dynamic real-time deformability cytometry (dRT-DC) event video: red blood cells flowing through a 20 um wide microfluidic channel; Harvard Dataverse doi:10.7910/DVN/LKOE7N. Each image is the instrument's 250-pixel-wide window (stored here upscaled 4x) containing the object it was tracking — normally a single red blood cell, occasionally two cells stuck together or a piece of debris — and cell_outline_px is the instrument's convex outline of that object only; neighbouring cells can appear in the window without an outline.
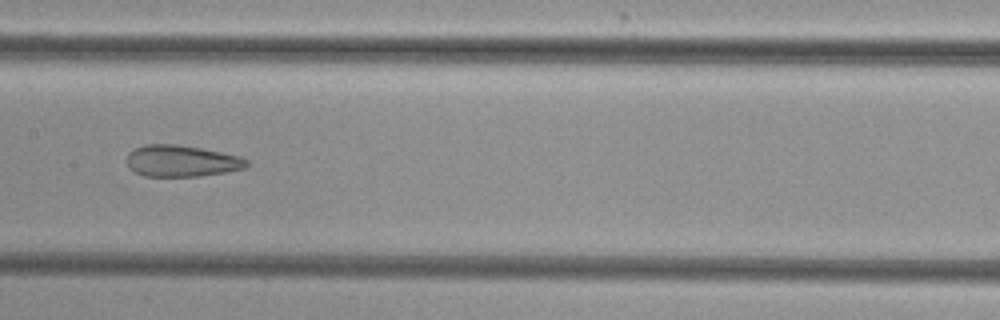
{"species": "common noctule bat (a hibernating species)", "species_latin": "Nyctalus noctula", "temperature_condition": "cold", "stored_images_in_passage": 7, "camera_frame_rate_fps": 3000, "um_per_image_px": 0.085, "animal": {"sex": "female", "body_mass_g": 29.2, "forearm_length_mm": 56.3}, "frame": {"image": 1, "passage_image": 7, "time_ms": 9.0, "image_size_px": [1000, 320], "cell_outline_px": [[248, 164], [244, 168], [224, 172], [200, 176], [144, 176], [128, 168], [124, 160], [128, 152], [136, 148], [148, 144], [176, 144], [200, 148], [240, 156], [248, 160]], "centroid_in_image_um": [15.37, 13.68], "position_along_channel_um": 192.0, "area_um2": 22.02}}